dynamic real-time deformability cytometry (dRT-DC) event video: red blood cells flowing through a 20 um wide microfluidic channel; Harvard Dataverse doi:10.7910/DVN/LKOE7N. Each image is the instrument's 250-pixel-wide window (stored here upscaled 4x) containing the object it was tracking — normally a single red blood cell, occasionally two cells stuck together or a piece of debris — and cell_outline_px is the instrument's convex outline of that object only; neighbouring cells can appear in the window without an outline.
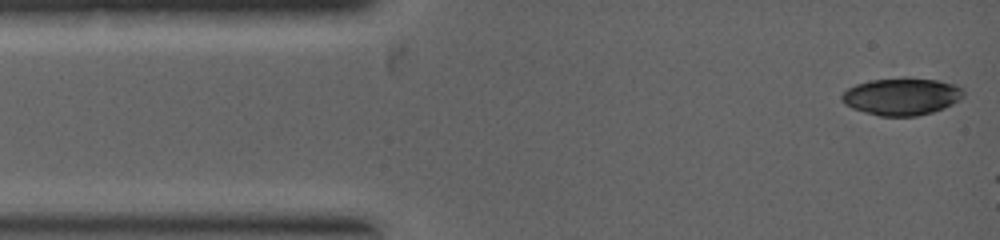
{"species": "common noctule bat (a hibernating species)", "species_latin": "Nyctalus noctula", "temperature_condition": "warm", "stored_images_in_passage": 5, "camera_frame_rate_fps": 5000, "um_per_image_px": 0.085, "animal": {"sex": "female", "body_mass_g": 19.0, "forearm_length_mm": 53.3}, "frame": {"image": 1, "passage_image": 1, "time_ms": 0.0, "image_size_px": [1000, 240], "cell_outline_px": [[964, 96], [960, 100], [944, 108], [932, 112], [916, 116], [880, 116], [864, 112], [852, 108], [844, 104], [840, 100], [840, 96], [848, 88], [856, 84], [868, 80], [904, 76], [908, 76], [936, 80], [956, 84], [964, 88]], "centroid_in_image_um": [76.65, 8.17], "position_along_channel_um": 8.4, "area_um2": 27.05}}